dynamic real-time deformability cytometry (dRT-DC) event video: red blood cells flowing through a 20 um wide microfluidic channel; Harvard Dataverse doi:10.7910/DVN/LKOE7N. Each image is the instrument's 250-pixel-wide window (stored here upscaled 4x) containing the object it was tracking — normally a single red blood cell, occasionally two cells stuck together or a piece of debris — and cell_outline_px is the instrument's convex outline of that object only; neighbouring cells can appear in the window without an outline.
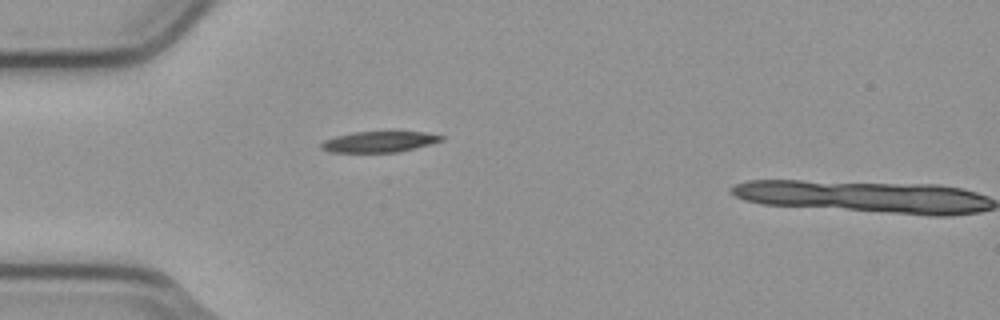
{"species": "common noctule bat (a hibernating species)", "species_latin": "Nyctalus noctula", "temperature_condition": "cold", "stored_images_in_passage": 5, "camera_frame_rate_fps": 3000, "um_per_image_px": 0.085, "animal": {"sex": "male", "body_mass_g": 23.1, "forearm_length_mm": 52.7}, "frame": {"image": 1, "passage_image": 5, "time_ms": 1.333, "image_size_px": [1000, 320], "cell_outline_px": [[444, 140], [396, 152], [328, 152], [320, 148], [320, 144], [324, 140], [336, 136], [352, 132], [392, 128], [424, 132], [444, 136]], "centroid_in_image_um": [32.23, 11.98], "position_along_channel_um": 52.8, "area_um2": 15.43}}